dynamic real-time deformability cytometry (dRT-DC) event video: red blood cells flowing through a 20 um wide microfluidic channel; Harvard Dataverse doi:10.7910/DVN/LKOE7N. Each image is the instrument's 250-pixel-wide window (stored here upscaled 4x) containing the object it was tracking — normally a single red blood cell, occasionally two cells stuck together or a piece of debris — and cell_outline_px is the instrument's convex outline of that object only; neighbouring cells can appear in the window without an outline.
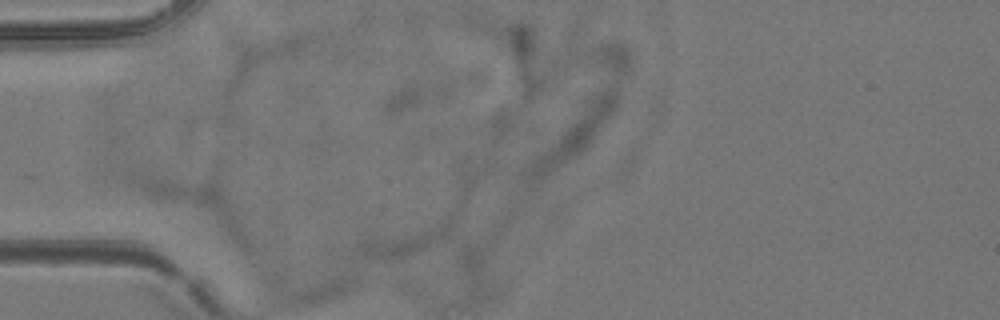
{"species": "common noctule bat (a hibernating species)", "species_latin": "Nyctalus noctula", "temperature_condition": "room temperature", "stored_images_in_passage": 3, "camera_frame_rate_fps": 3000, "um_per_image_px": 0.085, "animal": {"sex": "female", "body_mass_g": 24.6, "forearm_length_mm": 56.2}, "frame": {"image": 1, "passage_image": 2, "time_ms": 0.333, "image_size_px": [1000, 320], "cell_outline_px": [[452, 228], [448, 236], [400, 260], [384, 260], [348, 256], [356, 244], [360, 240], [368, 236], [452, 212]], "centroid_in_image_um": [34.33, 20.36], "position_along_channel_um": 50.7, "area_um2": 18.73}}